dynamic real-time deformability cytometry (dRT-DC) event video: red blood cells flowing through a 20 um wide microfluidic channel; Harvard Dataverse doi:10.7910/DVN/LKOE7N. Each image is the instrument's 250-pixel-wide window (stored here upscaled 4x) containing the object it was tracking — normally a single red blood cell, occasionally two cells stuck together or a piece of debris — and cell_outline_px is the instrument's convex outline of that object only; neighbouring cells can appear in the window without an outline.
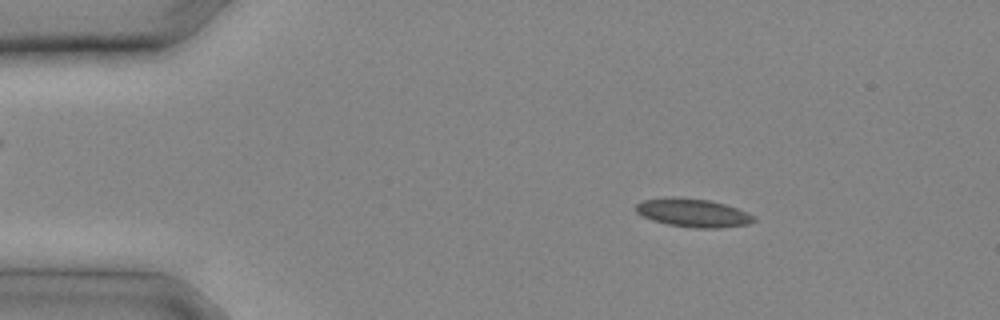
{"species": "common noctule bat (a hibernating species)", "species_latin": "Nyctalus noctula", "temperature_condition": "cold", "stored_images_in_passage": 7, "segment_of_instrument_passage": [1, 2], "camera_frame_rate_fps": 3000, "um_per_image_px": 0.085, "animal": {"sex": "male", "body_mass_g": 20.4}, "frame": {"image": 1, "passage_image": 3, "time_ms": 0.667, "image_size_px": [1000, 320], "cell_outline_px": [[756, 220], [748, 224], [720, 228], [696, 228], [668, 224], [652, 220], [636, 212], [636, 204], [644, 200], [708, 200], [724, 204], [748, 212], [756, 216]], "centroid_in_image_um": [59.01, 18.15], "position_along_channel_um": 26.0, "area_um2": 18.5}}